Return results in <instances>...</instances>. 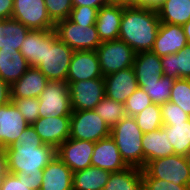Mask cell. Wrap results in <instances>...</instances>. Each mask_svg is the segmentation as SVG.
<instances>
[{
    "label": "cell",
    "mask_w": 190,
    "mask_h": 190,
    "mask_svg": "<svg viewBox=\"0 0 190 190\" xmlns=\"http://www.w3.org/2000/svg\"><path fill=\"white\" fill-rule=\"evenodd\" d=\"M8 173L24 172L29 175H43V169L56 156V148L45 144L29 125L20 134L15 144L5 149Z\"/></svg>",
    "instance_id": "1"
},
{
    "label": "cell",
    "mask_w": 190,
    "mask_h": 190,
    "mask_svg": "<svg viewBox=\"0 0 190 190\" xmlns=\"http://www.w3.org/2000/svg\"><path fill=\"white\" fill-rule=\"evenodd\" d=\"M161 22L157 9L123 6L119 38L135 53L151 51Z\"/></svg>",
    "instance_id": "2"
},
{
    "label": "cell",
    "mask_w": 190,
    "mask_h": 190,
    "mask_svg": "<svg viewBox=\"0 0 190 190\" xmlns=\"http://www.w3.org/2000/svg\"><path fill=\"white\" fill-rule=\"evenodd\" d=\"M143 135L133 116L126 115L111 128L110 136L114 139L122 159L128 166L141 169L144 167Z\"/></svg>",
    "instance_id": "3"
},
{
    "label": "cell",
    "mask_w": 190,
    "mask_h": 190,
    "mask_svg": "<svg viewBox=\"0 0 190 190\" xmlns=\"http://www.w3.org/2000/svg\"><path fill=\"white\" fill-rule=\"evenodd\" d=\"M74 50L63 43L51 30L45 36V53L36 66L49 81H65Z\"/></svg>",
    "instance_id": "4"
},
{
    "label": "cell",
    "mask_w": 190,
    "mask_h": 190,
    "mask_svg": "<svg viewBox=\"0 0 190 190\" xmlns=\"http://www.w3.org/2000/svg\"><path fill=\"white\" fill-rule=\"evenodd\" d=\"M142 178H156L177 185H190V169L185 156L174 154L147 162L142 168Z\"/></svg>",
    "instance_id": "5"
},
{
    "label": "cell",
    "mask_w": 190,
    "mask_h": 190,
    "mask_svg": "<svg viewBox=\"0 0 190 190\" xmlns=\"http://www.w3.org/2000/svg\"><path fill=\"white\" fill-rule=\"evenodd\" d=\"M57 37L74 51L96 50L102 43L95 24H76L69 18L55 23Z\"/></svg>",
    "instance_id": "6"
},
{
    "label": "cell",
    "mask_w": 190,
    "mask_h": 190,
    "mask_svg": "<svg viewBox=\"0 0 190 190\" xmlns=\"http://www.w3.org/2000/svg\"><path fill=\"white\" fill-rule=\"evenodd\" d=\"M110 131L111 128L94 109L72 110L69 138L97 142L110 136Z\"/></svg>",
    "instance_id": "7"
},
{
    "label": "cell",
    "mask_w": 190,
    "mask_h": 190,
    "mask_svg": "<svg viewBox=\"0 0 190 190\" xmlns=\"http://www.w3.org/2000/svg\"><path fill=\"white\" fill-rule=\"evenodd\" d=\"M95 51L103 77L132 67L136 54L120 39L102 42Z\"/></svg>",
    "instance_id": "8"
},
{
    "label": "cell",
    "mask_w": 190,
    "mask_h": 190,
    "mask_svg": "<svg viewBox=\"0 0 190 190\" xmlns=\"http://www.w3.org/2000/svg\"><path fill=\"white\" fill-rule=\"evenodd\" d=\"M39 98V117L71 116L69 85L65 81H49Z\"/></svg>",
    "instance_id": "9"
},
{
    "label": "cell",
    "mask_w": 190,
    "mask_h": 190,
    "mask_svg": "<svg viewBox=\"0 0 190 190\" xmlns=\"http://www.w3.org/2000/svg\"><path fill=\"white\" fill-rule=\"evenodd\" d=\"M11 18L30 30H53L55 27L44 0H14Z\"/></svg>",
    "instance_id": "10"
},
{
    "label": "cell",
    "mask_w": 190,
    "mask_h": 190,
    "mask_svg": "<svg viewBox=\"0 0 190 190\" xmlns=\"http://www.w3.org/2000/svg\"><path fill=\"white\" fill-rule=\"evenodd\" d=\"M72 110H93L105 96L104 77L68 83Z\"/></svg>",
    "instance_id": "11"
},
{
    "label": "cell",
    "mask_w": 190,
    "mask_h": 190,
    "mask_svg": "<svg viewBox=\"0 0 190 190\" xmlns=\"http://www.w3.org/2000/svg\"><path fill=\"white\" fill-rule=\"evenodd\" d=\"M94 146L95 142L68 138L56 149V155L74 173L92 166Z\"/></svg>",
    "instance_id": "12"
},
{
    "label": "cell",
    "mask_w": 190,
    "mask_h": 190,
    "mask_svg": "<svg viewBox=\"0 0 190 190\" xmlns=\"http://www.w3.org/2000/svg\"><path fill=\"white\" fill-rule=\"evenodd\" d=\"M29 125L12 101L0 106V147L6 149L15 144Z\"/></svg>",
    "instance_id": "13"
},
{
    "label": "cell",
    "mask_w": 190,
    "mask_h": 190,
    "mask_svg": "<svg viewBox=\"0 0 190 190\" xmlns=\"http://www.w3.org/2000/svg\"><path fill=\"white\" fill-rule=\"evenodd\" d=\"M32 126L43 143L56 149L70 137V116L39 117Z\"/></svg>",
    "instance_id": "14"
},
{
    "label": "cell",
    "mask_w": 190,
    "mask_h": 190,
    "mask_svg": "<svg viewBox=\"0 0 190 190\" xmlns=\"http://www.w3.org/2000/svg\"><path fill=\"white\" fill-rule=\"evenodd\" d=\"M103 77L95 50L74 51L68 73L67 83Z\"/></svg>",
    "instance_id": "15"
},
{
    "label": "cell",
    "mask_w": 190,
    "mask_h": 190,
    "mask_svg": "<svg viewBox=\"0 0 190 190\" xmlns=\"http://www.w3.org/2000/svg\"><path fill=\"white\" fill-rule=\"evenodd\" d=\"M91 164L111 173L119 172L129 167L122 159L119 149L111 136L95 142Z\"/></svg>",
    "instance_id": "16"
},
{
    "label": "cell",
    "mask_w": 190,
    "mask_h": 190,
    "mask_svg": "<svg viewBox=\"0 0 190 190\" xmlns=\"http://www.w3.org/2000/svg\"><path fill=\"white\" fill-rule=\"evenodd\" d=\"M104 83L105 96L123 104L138 88L137 79L132 67L104 76Z\"/></svg>",
    "instance_id": "17"
},
{
    "label": "cell",
    "mask_w": 190,
    "mask_h": 190,
    "mask_svg": "<svg viewBox=\"0 0 190 190\" xmlns=\"http://www.w3.org/2000/svg\"><path fill=\"white\" fill-rule=\"evenodd\" d=\"M186 35L180 25L161 23L152 51L159 57L175 54L187 45Z\"/></svg>",
    "instance_id": "18"
},
{
    "label": "cell",
    "mask_w": 190,
    "mask_h": 190,
    "mask_svg": "<svg viewBox=\"0 0 190 190\" xmlns=\"http://www.w3.org/2000/svg\"><path fill=\"white\" fill-rule=\"evenodd\" d=\"M48 82L37 67H30L10 86L11 99L38 98Z\"/></svg>",
    "instance_id": "19"
},
{
    "label": "cell",
    "mask_w": 190,
    "mask_h": 190,
    "mask_svg": "<svg viewBox=\"0 0 190 190\" xmlns=\"http://www.w3.org/2000/svg\"><path fill=\"white\" fill-rule=\"evenodd\" d=\"M123 6L109 4L101 7L95 22L101 42L117 40L119 38Z\"/></svg>",
    "instance_id": "20"
},
{
    "label": "cell",
    "mask_w": 190,
    "mask_h": 190,
    "mask_svg": "<svg viewBox=\"0 0 190 190\" xmlns=\"http://www.w3.org/2000/svg\"><path fill=\"white\" fill-rule=\"evenodd\" d=\"M72 170L56 155L43 169L40 190H73Z\"/></svg>",
    "instance_id": "21"
},
{
    "label": "cell",
    "mask_w": 190,
    "mask_h": 190,
    "mask_svg": "<svg viewBox=\"0 0 190 190\" xmlns=\"http://www.w3.org/2000/svg\"><path fill=\"white\" fill-rule=\"evenodd\" d=\"M137 83H151L158 81L163 75L161 57L151 51L135 54L132 66Z\"/></svg>",
    "instance_id": "22"
},
{
    "label": "cell",
    "mask_w": 190,
    "mask_h": 190,
    "mask_svg": "<svg viewBox=\"0 0 190 190\" xmlns=\"http://www.w3.org/2000/svg\"><path fill=\"white\" fill-rule=\"evenodd\" d=\"M142 148L144 153V166L147 162L154 159L175 154L173 146L167 137V132L163 128L145 133L142 138Z\"/></svg>",
    "instance_id": "23"
},
{
    "label": "cell",
    "mask_w": 190,
    "mask_h": 190,
    "mask_svg": "<svg viewBox=\"0 0 190 190\" xmlns=\"http://www.w3.org/2000/svg\"><path fill=\"white\" fill-rule=\"evenodd\" d=\"M30 64L20 51H2L0 49V77L11 86L28 69Z\"/></svg>",
    "instance_id": "24"
},
{
    "label": "cell",
    "mask_w": 190,
    "mask_h": 190,
    "mask_svg": "<svg viewBox=\"0 0 190 190\" xmlns=\"http://www.w3.org/2000/svg\"><path fill=\"white\" fill-rule=\"evenodd\" d=\"M29 31V28L13 18L0 20V49L20 51L21 44Z\"/></svg>",
    "instance_id": "25"
},
{
    "label": "cell",
    "mask_w": 190,
    "mask_h": 190,
    "mask_svg": "<svg viewBox=\"0 0 190 190\" xmlns=\"http://www.w3.org/2000/svg\"><path fill=\"white\" fill-rule=\"evenodd\" d=\"M163 75L174 79L190 78V44L185 45L175 54L161 57Z\"/></svg>",
    "instance_id": "26"
},
{
    "label": "cell",
    "mask_w": 190,
    "mask_h": 190,
    "mask_svg": "<svg viewBox=\"0 0 190 190\" xmlns=\"http://www.w3.org/2000/svg\"><path fill=\"white\" fill-rule=\"evenodd\" d=\"M111 172L95 166L73 173V190H103Z\"/></svg>",
    "instance_id": "27"
},
{
    "label": "cell",
    "mask_w": 190,
    "mask_h": 190,
    "mask_svg": "<svg viewBox=\"0 0 190 190\" xmlns=\"http://www.w3.org/2000/svg\"><path fill=\"white\" fill-rule=\"evenodd\" d=\"M157 12L161 23L183 26L190 20V0H164Z\"/></svg>",
    "instance_id": "28"
},
{
    "label": "cell",
    "mask_w": 190,
    "mask_h": 190,
    "mask_svg": "<svg viewBox=\"0 0 190 190\" xmlns=\"http://www.w3.org/2000/svg\"><path fill=\"white\" fill-rule=\"evenodd\" d=\"M51 30H30L21 44L20 52L30 64L36 67L44 57L45 36Z\"/></svg>",
    "instance_id": "29"
},
{
    "label": "cell",
    "mask_w": 190,
    "mask_h": 190,
    "mask_svg": "<svg viewBox=\"0 0 190 190\" xmlns=\"http://www.w3.org/2000/svg\"><path fill=\"white\" fill-rule=\"evenodd\" d=\"M103 190H143L142 169L129 166L112 172Z\"/></svg>",
    "instance_id": "30"
},
{
    "label": "cell",
    "mask_w": 190,
    "mask_h": 190,
    "mask_svg": "<svg viewBox=\"0 0 190 190\" xmlns=\"http://www.w3.org/2000/svg\"><path fill=\"white\" fill-rule=\"evenodd\" d=\"M162 128L167 132L174 153L185 156L190 151V119L186 122L163 125Z\"/></svg>",
    "instance_id": "31"
},
{
    "label": "cell",
    "mask_w": 190,
    "mask_h": 190,
    "mask_svg": "<svg viewBox=\"0 0 190 190\" xmlns=\"http://www.w3.org/2000/svg\"><path fill=\"white\" fill-rule=\"evenodd\" d=\"M174 78L162 75L158 81L151 83H137L145 91L151 101L156 104H164L170 100V93Z\"/></svg>",
    "instance_id": "32"
},
{
    "label": "cell",
    "mask_w": 190,
    "mask_h": 190,
    "mask_svg": "<svg viewBox=\"0 0 190 190\" xmlns=\"http://www.w3.org/2000/svg\"><path fill=\"white\" fill-rule=\"evenodd\" d=\"M94 111L104 119L110 128L114 127L126 116L124 104L116 102L107 96H104L100 100L95 106Z\"/></svg>",
    "instance_id": "33"
},
{
    "label": "cell",
    "mask_w": 190,
    "mask_h": 190,
    "mask_svg": "<svg viewBox=\"0 0 190 190\" xmlns=\"http://www.w3.org/2000/svg\"><path fill=\"white\" fill-rule=\"evenodd\" d=\"M134 119L144 134L163 127L161 108L156 103H151L143 111L135 115Z\"/></svg>",
    "instance_id": "34"
},
{
    "label": "cell",
    "mask_w": 190,
    "mask_h": 190,
    "mask_svg": "<svg viewBox=\"0 0 190 190\" xmlns=\"http://www.w3.org/2000/svg\"><path fill=\"white\" fill-rule=\"evenodd\" d=\"M169 101L181 107L190 116V79L174 80Z\"/></svg>",
    "instance_id": "35"
},
{
    "label": "cell",
    "mask_w": 190,
    "mask_h": 190,
    "mask_svg": "<svg viewBox=\"0 0 190 190\" xmlns=\"http://www.w3.org/2000/svg\"><path fill=\"white\" fill-rule=\"evenodd\" d=\"M151 103L153 102L151 101L149 95L143 91L141 87H138L124 103L126 115L134 117Z\"/></svg>",
    "instance_id": "36"
},
{
    "label": "cell",
    "mask_w": 190,
    "mask_h": 190,
    "mask_svg": "<svg viewBox=\"0 0 190 190\" xmlns=\"http://www.w3.org/2000/svg\"><path fill=\"white\" fill-rule=\"evenodd\" d=\"M44 2L47 13L54 23L69 18L73 9L72 0H44Z\"/></svg>",
    "instance_id": "37"
},
{
    "label": "cell",
    "mask_w": 190,
    "mask_h": 190,
    "mask_svg": "<svg viewBox=\"0 0 190 190\" xmlns=\"http://www.w3.org/2000/svg\"><path fill=\"white\" fill-rule=\"evenodd\" d=\"M11 101L30 125L39 118V98L11 99Z\"/></svg>",
    "instance_id": "38"
},
{
    "label": "cell",
    "mask_w": 190,
    "mask_h": 190,
    "mask_svg": "<svg viewBox=\"0 0 190 190\" xmlns=\"http://www.w3.org/2000/svg\"><path fill=\"white\" fill-rule=\"evenodd\" d=\"M160 108L163 125H169L170 123L186 122L190 119V116L186 114L181 107L170 101L161 104Z\"/></svg>",
    "instance_id": "39"
},
{
    "label": "cell",
    "mask_w": 190,
    "mask_h": 190,
    "mask_svg": "<svg viewBox=\"0 0 190 190\" xmlns=\"http://www.w3.org/2000/svg\"><path fill=\"white\" fill-rule=\"evenodd\" d=\"M97 13V8L89 6H73L69 19L76 24H95Z\"/></svg>",
    "instance_id": "40"
},
{
    "label": "cell",
    "mask_w": 190,
    "mask_h": 190,
    "mask_svg": "<svg viewBox=\"0 0 190 190\" xmlns=\"http://www.w3.org/2000/svg\"><path fill=\"white\" fill-rule=\"evenodd\" d=\"M0 190H32L28 183V175L24 172L8 173L0 183Z\"/></svg>",
    "instance_id": "41"
},
{
    "label": "cell",
    "mask_w": 190,
    "mask_h": 190,
    "mask_svg": "<svg viewBox=\"0 0 190 190\" xmlns=\"http://www.w3.org/2000/svg\"><path fill=\"white\" fill-rule=\"evenodd\" d=\"M143 190H190V185H177L173 182L156 179L142 178Z\"/></svg>",
    "instance_id": "42"
},
{
    "label": "cell",
    "mask_w": 190,
    "mask_h": 190,
    "mask_svg": "<svg viewBox=\"0 0 190 190\" xmlns=\"http://www.w3.org/2000/svg\"><path fill=\"white\" fill-rule=\"evenodd\" d=\"M111 4L110 0H72V6H89L98 10Z\"/></svg>",
    "instance_id": "43"
},
{
    "label": "cell",
    "mask_w": 190,
    "mask_h": 190,
    "mask_svg": "<svg viewBox=\"0 0 190 190\" xmlns=\"http://www.w3.org/2000/svg\"><path fill=\"white\" fill-rule=\"evenodd\" d=\"M13 3L14 0H0V20L12 17Z\"/></svg>",
    "instance_id": "44"
},
{
    "label": "cell",
    "mask_w": 190,
    "mask_h": 190,
    "mask_svg": "<svg viewBox=\"0 0 190 190\" xmlns=\"http://www.w3.org/2000/svg\"><path fill=\"white\" fill-rule=\"evenodd\" d=\"M11 101L10 86L0 77V106Z\"/></svg>",
    "instance_id": "45"
},
{
    "label": "cell",
    "mask_w": 190,
    "mask_h": 190,
    "mask_svg": "<svg viewBox=\"0 0 190 190\" xmlns=\"http://www.w3.org/2000/svg\"><path fill=\"white\" fill-rule=\"evenodd\" d=\"M8 174L7 155L5 149L0 147V183Z\"/></svg>",
    "instance_id": "46"
},
{
    "label": "cell",
    "mask_w": 190,
    "mask_h": 190,
    "mask_svg": "<svg viewBox=\"0 0 190 190\" xmlns=\"http://www.w3.org/2000/svg\"><path fill=\"white\" fill-rule=\"evenodd\" d=\"M43 175H29L28 183L30 185V189L32 190H40L42 184Z\"/></svg>",
    "instance_id": "47"
},
{
    "label": "cell",
    "mask_w": 190,
    "mask_h": 190,
    "mask_svg": "<svg viewBox=\"0 0 190 190\" xmlns=\"http://www.w3.org/2000/svg\"><path fill=\"white\" fill-rule=\"evenodd\" d=\"M164 0H137V6L157 9Z\"/></svg>",
    "instance_id": "48"
},
{
    "label": "cell",
    "mask_w": 190,
    "mask_h": 190,
    "mask_svg": "<svg viewBox=\"0 0 190 190\" xmlns=\"http://www.w3.org/2000/svg\"><path fill=\"white\" fill-rule=\"evenodd\" d=\"M111 4L122 5L125 7L137 6V0H110Z\"/></svg>",
    "instance_id": "49"
},
{
    "label": "cell",
    "mask_w": 190,
    "mask_h": 190,
    "mask_svg": "<svg viewBox=\"0 0 190 190\" xmlns=\"http://www.w3.org/2000/svg\"><path fill=\"white\" fill-rule=\"evenodd\" d=\"M182 27L186 35L187 42L188 44H190V20L187 23H185Z\"/></svg>",
    "instance_id": "50"
},
{
    "label": "cell",
    "mask_w": 190,
    "mask_h": 190,
    "mask_svg": "<svg viewBox=\"0 0 190 190\" xmlns=\"http://www.w3.org/2000/svg\"><path fill=\"white\" fill-rule=\"evenodd\" d=\"M185 158H186L188 167H189V169H190V151L185 155Z\"/></svg>",
    "instance_id": "51"
}]
</instances>
